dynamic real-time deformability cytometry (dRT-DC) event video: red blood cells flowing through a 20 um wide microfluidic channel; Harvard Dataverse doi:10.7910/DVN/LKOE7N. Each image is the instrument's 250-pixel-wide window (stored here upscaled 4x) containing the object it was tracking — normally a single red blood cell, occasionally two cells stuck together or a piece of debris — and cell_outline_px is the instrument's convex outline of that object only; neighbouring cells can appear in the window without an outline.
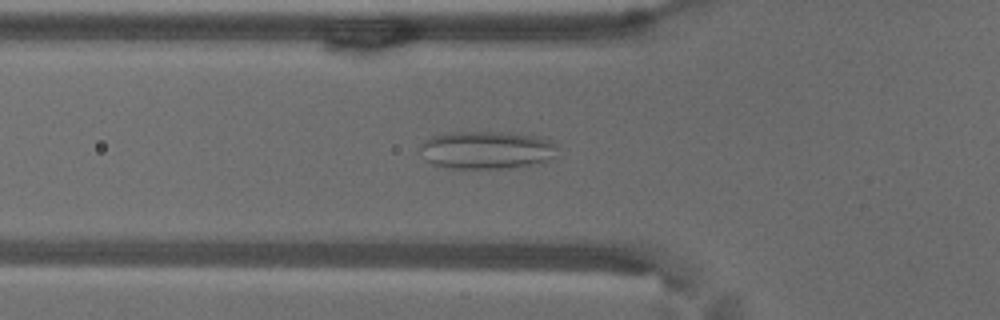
{"species": "common noctule bat (a hibernating species)", "species_latin": "Nyctalus noctula", "temperature_condition": "warm", "stored_images_in_passage": 57, "camera_frame_rate_fps": 3000, "um_per_image_px": 0.085, "animal": {"sex": "male", "body_mass_g": 18.8}, "frame": {"image": 1, "passage_image": 20, "time_ms": 6.333, "image_size_px": [1000, 320], "cell_outline_px": [[556, 156], [548, 160], [532, 164], [508, 168], [452, 168], [432, 164], [424, 160], [420, 148], [420, 144], [424, 140], [432, 136], [452, 132], [500, 132], [536, 136], [552, 140], [556, 144]], "centroid_in_image_um": [41.35, 12.75], "position_along_channel_um": 84.5, "area_um2": 30.29}}
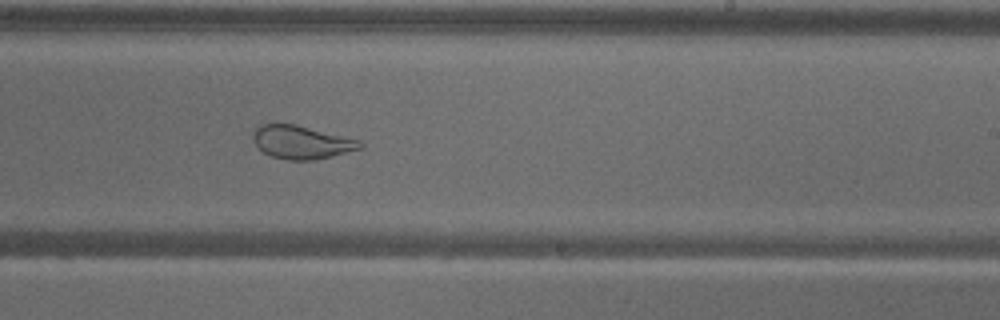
{"frame": {"image": 2, "passage_image": 35, "time_ms": 11.333, "image_size_px": [1000, 320], "cell_outline_px": [[364, 148], [332, 156], [312, 160], [288, 160], [272, 156], [264, 152], [256, 144], [252, 136], [252, 132], [260, 124], [296, 124], [360, 140], [364, 144]], "centroid_in_image_um": [25.66, 12.08], "position_along_channel_um": 263.3, "area_um2": 20.69}}
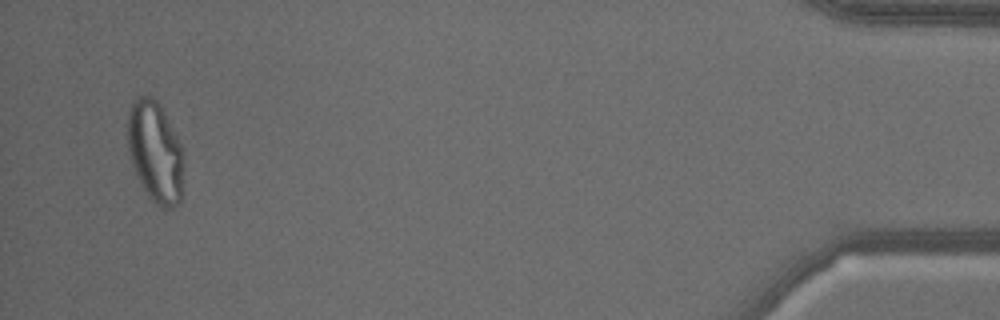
{"frame": {"image": 3, "passage_image": 55, "time_ms": 18.0, "image_size_px": [1000, 320], "cell_outline_px": [[184, 160], [180, 200], [172, 208], [160, 208], [144, 192], [136, 176], [132, 164], [128, 148], [128, 112], [136, 96], [152, 96], [160, 104], [180, 144]], "centroid_in_image_um": [13.18, 12.93], "position_along_channel_um": 422.0, "area_um2": 33.0}}